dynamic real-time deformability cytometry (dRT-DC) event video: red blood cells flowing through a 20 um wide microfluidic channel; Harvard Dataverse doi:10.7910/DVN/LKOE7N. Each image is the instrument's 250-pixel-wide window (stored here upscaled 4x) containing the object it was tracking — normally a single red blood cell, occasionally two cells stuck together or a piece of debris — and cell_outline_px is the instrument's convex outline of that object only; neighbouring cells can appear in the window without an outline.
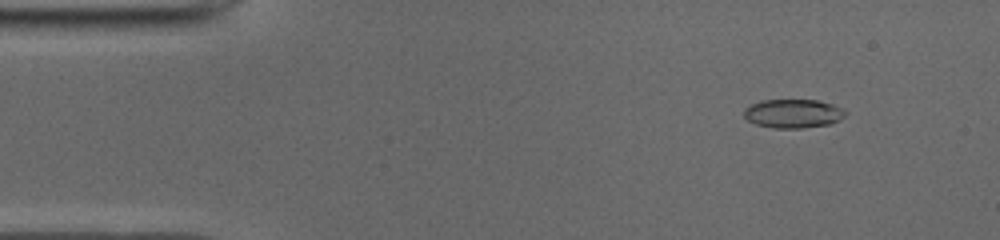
{"species": "common noctule bat (a hibernating species)", "species_latin": "Nyctalus noctula", "temperature_condition": "cold", "stored_images_in_passage": 50, "camera_frame_rate_fps": 3000, "um_per_image_px": 0.085, "animal": {"sex": "male", "body_mass_g": 19.0, "forearm_length_mm": 50.8}, "frame": {"image": 1, "passage_image": 5, "time_ms": 1.333, "image_size_px": [1000, 240], "cell_outline_px": [[848, 112], [840, 120], [828, 124], [804, 128], [776, 128], [756, 124], [748, 120], [744, 116], [744, 108], [760, 100], [816, 100], [832, 104]], "centroid_in_image_um": [67.41, 9.65], "position_along_channel_um": 17.6, "area_um2": 16.94}}
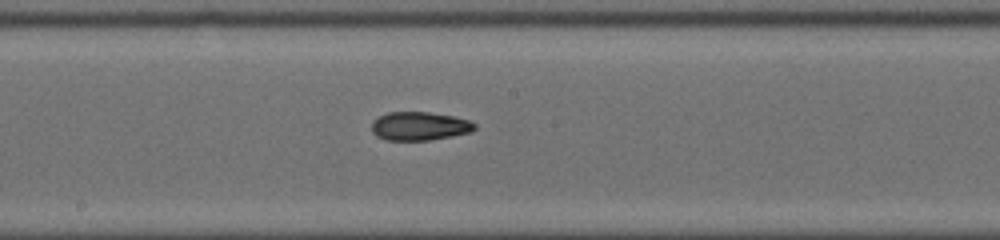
{"frame": {"image": 2, "passage_image": 26, "time_ms": 8.333, "image_size_px": [1000, 240], "cell_outline_px": [[476, 128], [472, 132], [428, 140], [388, 140], [376, 136], [372, 132], [372, 120], [388, 112], [428, 112], [452, 116], [468, 120], [476, 124]], "centroid_in_image_um": [35.64, 10.72], "position_along_channel_um": 212.6, "area_um2": 17.05}}
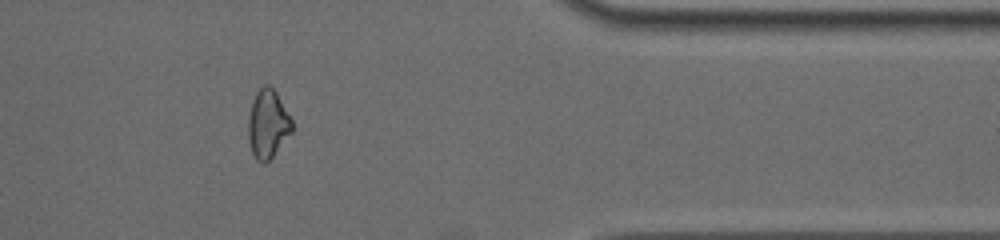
{"frame": {"image": 3, "passage_image": 41, "time_ms": 13.333, "image_size_px": [1000, 240], "cell_outline_px": [[292, 132], [272, 156], [264, 164], [256, 160], [252, 152], [248, 140], [248, 116], [252, 100], [256, 92], [264, 84], [268, 84], [276, 92], [292, 120]], "centroid_in_image_um": [22.74, 10.53], "position_along_channel_um": 388.7, "area_um2": 17.4}, "authors_computed_cell_mechanics": {"area_um2": 17.3689, "velocity_mm_per_s": 3.9717, "shape_relaxation_time_tau1_ms": null, "shape_relaxation_time_tau2_ms": 2.7146, "deformation_change_tau1": null, "deformation_change_tau2": 0.0906}}